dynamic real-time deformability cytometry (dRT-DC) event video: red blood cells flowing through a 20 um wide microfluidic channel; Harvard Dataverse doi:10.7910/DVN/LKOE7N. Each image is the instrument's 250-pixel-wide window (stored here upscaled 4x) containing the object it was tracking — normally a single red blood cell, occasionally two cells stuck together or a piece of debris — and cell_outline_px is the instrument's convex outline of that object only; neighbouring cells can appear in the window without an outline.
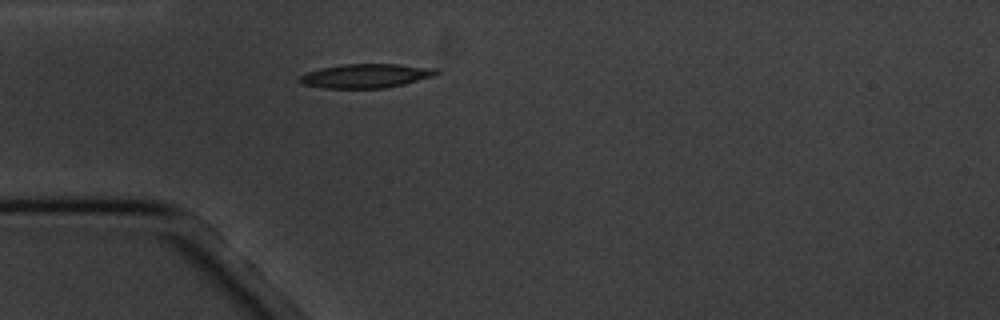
{"species": "common noctule bat (a hibernating species)", "species_latin": "Nyctalus noctula", "temperature_condition": "cold", "stored_images_in_passage": 5, "camera_frame_rate_fps": 3000, "um_per_image_px": 0.085, "animal": {"sex": "male", "body_mass_g": 20.1, "forearm_length_mm": 53.5}, "frame": {"image": 1, "passage_image": 5, "time_ms": 5.667, "image_size_px": [1000, 320], "cell_outline_px": [[440, 72], [432, 76], [404, 84], [384, 88], [324, 88], [304, 84], [296, 80], [300, 76], [308, 72], [320, 68], [340, 64], [400, 64], [436, 68]], "centroid_in_image_um": [31.09, 6.44], "position_along_channel_um": 53.9, "area_um2": 19.13}}